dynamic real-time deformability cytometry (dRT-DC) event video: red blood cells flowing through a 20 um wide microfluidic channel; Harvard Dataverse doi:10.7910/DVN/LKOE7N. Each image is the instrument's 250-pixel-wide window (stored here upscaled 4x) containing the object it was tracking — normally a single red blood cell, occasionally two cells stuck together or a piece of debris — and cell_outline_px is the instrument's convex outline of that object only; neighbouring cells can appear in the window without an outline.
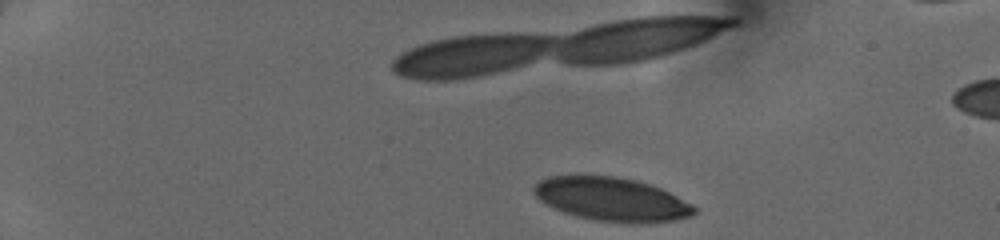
{"species": "human", "species_latin": "Homo sapiens", "temperature_condition": "cold", "stored_images_in_passage": 37, "camera_frame_rate_fps": 3000, "um_per_image_px": 0.085, "donor": {"sex": "female"}, "frame": {"image": 1, "passage_image": 1, "time_ms": 0.0, "image_size_px": [1000, 240], "cell_outline_px": [[696, 212], [692, 216], [676, 220], [640, 224], [632, 224], [596, 220], [576, 216], [564, 212], [540, 200], [536, 196], [532, 188], [540, 180], [548, 176], [616, 176], [636, 180], [660, 188], [692, 204], [696, 208]], "centroid_in_image_um": [52.03, 16.95], "position_along_channel_um": 33.0, "area_um2": 40.58}}